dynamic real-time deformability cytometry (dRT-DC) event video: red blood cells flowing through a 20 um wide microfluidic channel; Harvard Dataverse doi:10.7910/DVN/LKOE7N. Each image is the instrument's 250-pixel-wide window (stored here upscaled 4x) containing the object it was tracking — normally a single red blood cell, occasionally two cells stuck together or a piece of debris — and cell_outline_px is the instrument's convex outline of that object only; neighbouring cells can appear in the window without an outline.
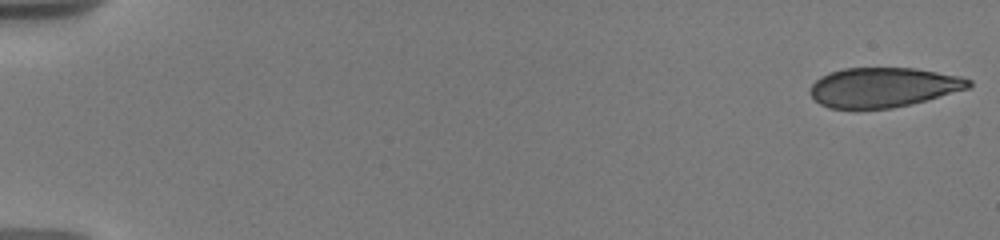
{"species": "human", "species_latin": "Homo sapiens", "temperature_condition": "warm", "stored_images_in_passage": 16, "camera_frame_rate_fps": 3000, "um_per_image_px": 0.085, "donor": {"sex": "male"}, "frame": {"image": 1, "passage_image": 1, "time_ms": 0.0, "image_size_px": [1000, 240], "cell_outline_px": [[972, 84], [968, 88], [924, 100], [892, 108], [828, 108], [820, 104], [808, 92], [808, 88], [820, 76], [828, 72], [844, 68], [916, 68], [960, 76], [972, 80]], "centroid_in_image_um": [75.03, 7.41], "position_along_channel_um": 10.0, "area_um2": 36.47}}
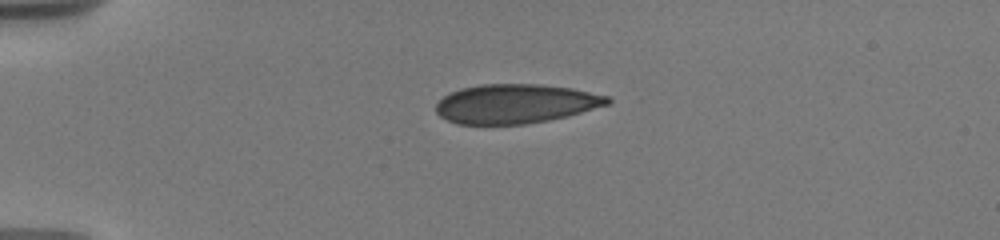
{"frame": {"image": 2, "passage_image": 10, "time_ms": 4.333, "image_size_px": [1000, 240], "cell_outline_px": [[612, 100], [608, 104], [568, 116], [548, 120], [524, 124], [456, 124], [440, 116], [436, 112], [436, 104], [444, 96], [460, 88], [480, 84], [540, 84], [572, 88], [608, 96]], "centroid_in_image_um": [43.82, 8.81], "position_along_channel_um": 41.2, "area_um2": 39.13}}
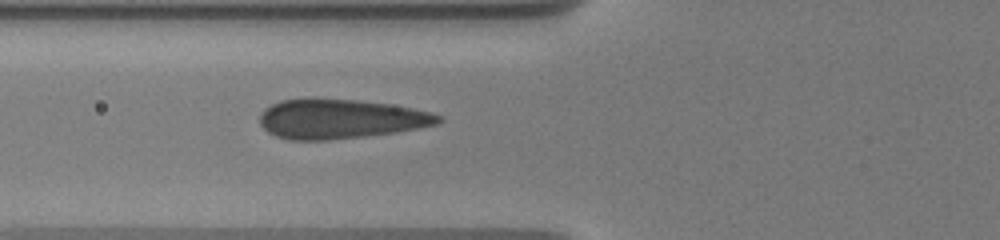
{"frame": {"image": 3, "passage_image": 16, "time_ms": 7.0, "image_size_px": [1000, 240], "cell_outline_px": [[444, 120], [440, 124], [392, 132], [328, 140], [288, 140], [276, 136], [268, 132], [260, 124], [260, 112], [264, 108], [280, 100], [312, 96], [316, 96], [356, 100], [388, 104], [412, 108], [432, 112], [440, 116]], "centroid_in_image_um": [28.87, 10.07], "position_along_channel_um": 96.9, "area_um2": 41.56}}